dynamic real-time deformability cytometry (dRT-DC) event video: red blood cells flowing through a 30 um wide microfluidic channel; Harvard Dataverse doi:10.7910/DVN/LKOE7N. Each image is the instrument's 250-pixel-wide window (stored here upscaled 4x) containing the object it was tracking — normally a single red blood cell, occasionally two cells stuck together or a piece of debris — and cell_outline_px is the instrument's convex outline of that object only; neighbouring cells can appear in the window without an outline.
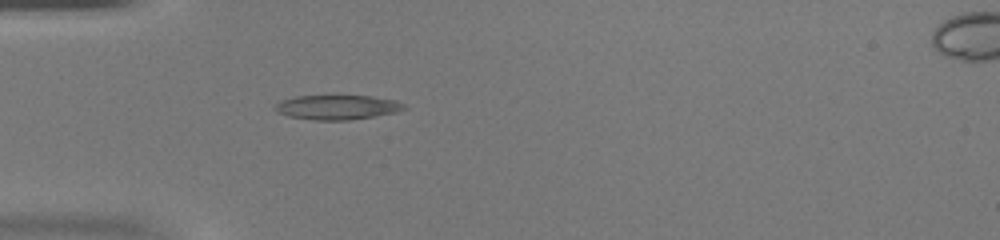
{"species": "common noctule bat (a hibernating species)", "species_latin": "Nyctalus noctula", "temperature_condition": "warm", "stored_images_in_passage": 33, "camera_frame_rate_fps": 3000, "um_per_image_px": 0.085, "animal": {"sex": "female", "body_mass_g": 20.0, "forearm_length_mm": 54.0}, "frame": {"image": 1, "passage_image": 1, "time_ms": 0.0, "image_size_px": [1000, 240], "cell_outline_px": [[408, 108], [396, 112], [348, 120], [312, 120], [288, 116], [276, 112], [272, 108], [280, 100], [296, 96], [372, 96], [396, 100], [404, 104]], "centroid_in_image_um": [28.63, 9.11], "position_along_channel_um": 56.4, "area_um2": 18.5}}
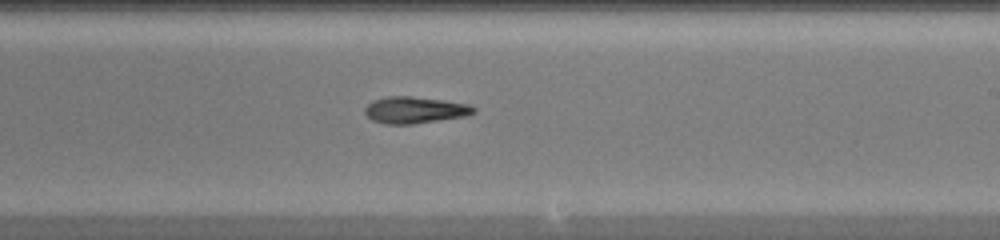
{"frame": {"image": 2, "passage_image": 15, "time_ms": 4.667, "image_size_px": [1000, 240], "cell_outline_px": [[476, 112], [464, 116], [412, 124], [384, 124], [372, 120], [364, 112], [364, 108], [372, 100], [388, 96], [412, 96], [444, 100], [468, 104], [476, 108]], "centroid_in_image_um": [35.23, 9.34], "position_along_channel_um": 253.8, "area_um2": 16.88}}
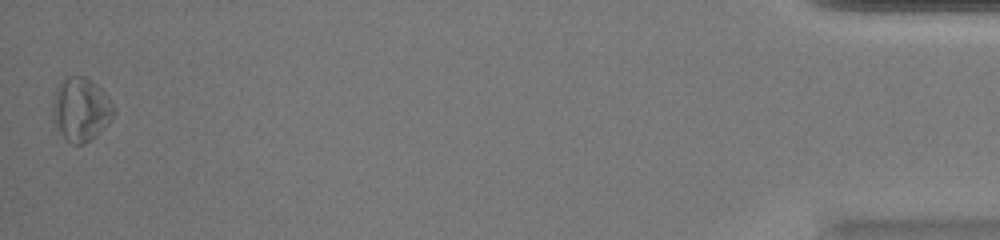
{"frame": {"image": 3, "passage_image": 33, "time_ms": 10.667, "image_size_px": [1000, 240], "cell_outline_px": [[116, 112], [84, 144], [72, 144], [60, 132], [56, 124], [56, 88], [60, 80], [64, 76], [84, 76], [96, 84], [104, 92], [116, 108]], "centroid_in_image_um": [6.9, 9.23], "position_along_channel_um": 428.3, "area_um2": 21.39}}